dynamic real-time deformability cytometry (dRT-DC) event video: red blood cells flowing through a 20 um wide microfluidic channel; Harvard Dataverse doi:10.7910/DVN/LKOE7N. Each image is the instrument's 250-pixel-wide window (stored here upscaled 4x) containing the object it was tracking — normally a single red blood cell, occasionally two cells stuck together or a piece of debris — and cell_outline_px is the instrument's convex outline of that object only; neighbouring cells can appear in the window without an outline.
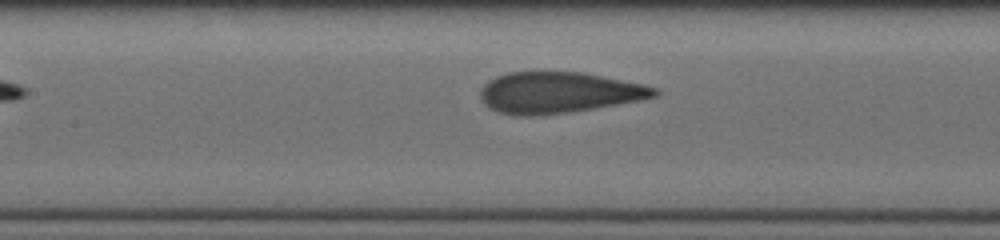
{"species": "human", "species_latin": "Homo sapiens", "temperature_condition": "cold", "stored_images_in_passage": 7, "segment_of_instrument_passage": [2, 2], "camera_frame_rate_fps": 3000, "um_per_image_px": 0.085, "donor": {"sex": "male"}, "frame": {"image": 1, "passage_image": 7, "time_ms": 4.667, "image_size_px": [1000, 240], "cell_outline_px": [[660, 92], [656, 96], [640, 100], [568, 112], [532, 116], [512, 116], [488, 108], [484, 104], [480, 96], [480, 88], [488, 80], [496, 76], [508, 72], [536, 68], [584, 72], [640, 84], [656, 88]], "centroid_in_image_um": [47.38, 7.82], "position_along_channel_um": 160.0, "area_um2": 42.66}}